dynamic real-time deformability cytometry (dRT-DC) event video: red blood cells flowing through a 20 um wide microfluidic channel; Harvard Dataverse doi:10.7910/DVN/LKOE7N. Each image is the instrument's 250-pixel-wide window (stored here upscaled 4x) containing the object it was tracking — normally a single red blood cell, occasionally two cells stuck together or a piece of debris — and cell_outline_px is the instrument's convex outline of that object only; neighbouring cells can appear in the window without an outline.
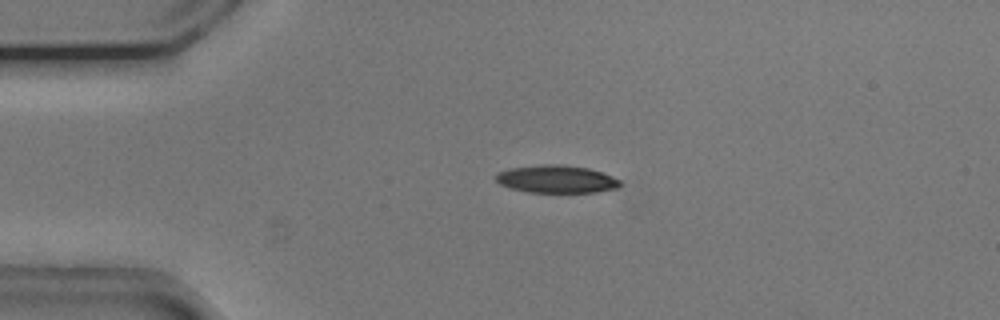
{"species": "common noctule bat (a hibernating species)", "species_latin": "Nyctalus noctula", "temperature_condition": "cold", "stored_images_in_passage": 43, "camera_frame_rate_fps": 3000, "um_per_image_px": 0.085, "animal": {"sex": "male", "body_mass_g": 20.5, "forearm_length_mm": 52.5}, "frame": {"image": 1, "passage_image": 1, "time_ms": 0.0, "image_size_px": [1000, 320], "cell_outline_px": [[620, 184], [616, 188], [596, 192], [528, 192], [508, 188], [500, 184], [496, 180], [496, 172], [512, 168], [544, 164], [556, 164], [588, 168], [612, 176], [620, 180]], "centroid_in_image_um": [47.26, 15.23], "position_along_channel_um": 37.7, "area_um2": 19.88}}
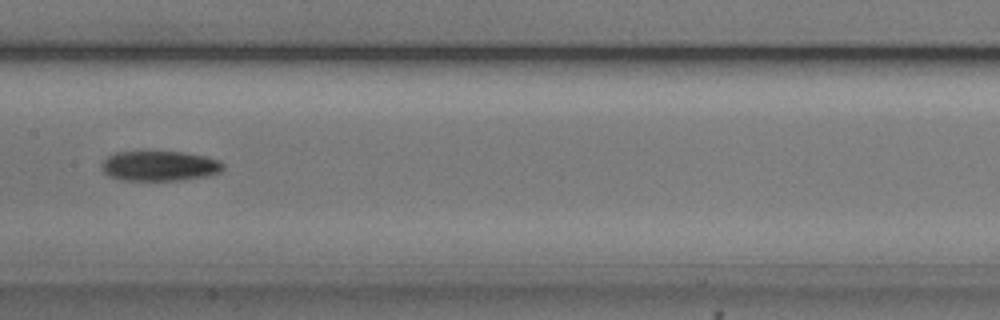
{"frame": {"image": 2, "passage_image": 16, "time_ms": 5.0, "image_size_px": [1000, 320], "cell_outline_px": [[224, 168], [220, 172], [208, 176], [180, 180], [120, 180], [108, 176], [104, 172], [104, 160], [108, 156], [116, 152], [144, 148], [148, 148], [184, 152], [204, 156], [216, 160], [224, 164]], "centroid_in_image_um": [13.54, 14.05], "position_along_channel_um": 193.9, "area_um2": 22.08}}
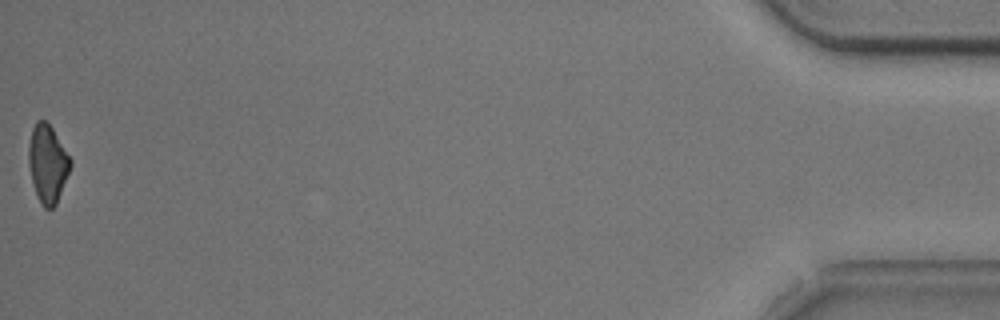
{"frame": {"image": 3, "passage_image": 43, "time_ms": 14.0, "image_size_px": [1000, 320], "cell_outline_px": [[72, 164], [56, 204], [52, 208], [44, 208], [40, 204], [36, 196], [28, 164], [28, 144], [32, 128], [36, 120], [44, 120], [52, 128], [72, 160]], "centroid_in_image_um": [4.03, 13.91], "position_along_channel_um": 431.2, "area_um2": 18.96}, "authors_computed_cell_mechanics": {"area_um2": 20.9814, "velocity_mm_per_s": 3.7407, "shape_relaxation_time_tau1_ms": 3.076, "shape_relaxation_time_tau2_ms": null, "deformation_change_tau1": 0.1184, "deformation_change_tau2": null}}